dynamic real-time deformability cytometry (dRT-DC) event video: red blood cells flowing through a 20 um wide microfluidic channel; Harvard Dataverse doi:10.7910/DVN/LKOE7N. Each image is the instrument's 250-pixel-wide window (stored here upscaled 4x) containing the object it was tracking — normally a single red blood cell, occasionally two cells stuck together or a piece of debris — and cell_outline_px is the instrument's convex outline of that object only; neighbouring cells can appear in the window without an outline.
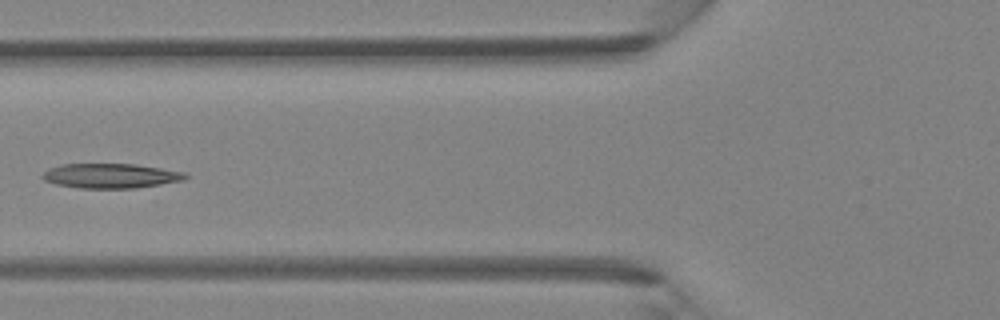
{"species": "Egyptian fruit bat (a non-hibernating species)", "species_latin": "Rousettus aegyptiacus", "temperature_condition": "room temperature", "stored_images_in_passage": 5, "camera_frame_rate_fps": 3000, "um_per_image_px": 0.085, "animal": {"sex": "female"}, "frame": {"image": 1, "passage_image": 5, "time_ms": 1.333, "image_size_px": [1000, 320], "cell_outline_px": [[188, 176], [184, 180], [152, 188], [80, 188], [56, 184], [44, 180], [40, 176], [48, 168], [60, 164], [136, 164], [184, 172]], "centroid_in_image_um": [9.46, 14.96], "position_along_channel_um": 116.3, "area_um2": 20.98}}